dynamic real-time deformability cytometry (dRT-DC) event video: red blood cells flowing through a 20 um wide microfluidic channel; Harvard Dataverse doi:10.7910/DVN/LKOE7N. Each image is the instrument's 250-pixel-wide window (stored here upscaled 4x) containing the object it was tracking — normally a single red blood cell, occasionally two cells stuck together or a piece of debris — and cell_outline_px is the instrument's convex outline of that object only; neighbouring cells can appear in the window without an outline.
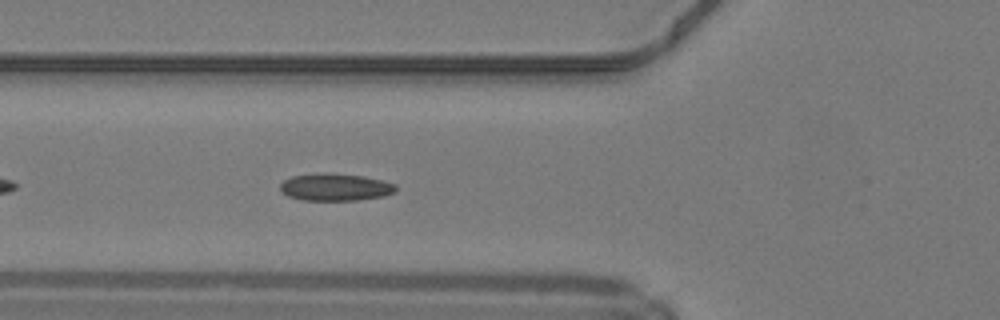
{"species": "common noctule bat (a hibernating species)", "species_latin": "Nyctalus noctula", "temperature_condition": "warm", "stored_images_in_passage": 35, "camera_frame_rate_fps": 3000, "um_per_image_px": 0.085, "animal": {"sex": "male", "body_mass_g": 19.2, "forearm_length_mm": 51.8}, "frame": {"image": 1, "passage_image": 6, "time_ms": 1.667, "image_size_px": [1000, 320], "cell_outline_px": [[396, 192], [384, 196], [360, 200], [304, 200], [288, 196], [280, 188], [280, 184], [284, 180], [292, 176], [324, 172], [328, 172], [364, 176], [396, 184]], "centroid_in_image_um": [28.52, 15.9], "position_along_channel_um": 97.3, "area_um2": 18.44}, "authors_computed_cell_mechanics": {"area_um2": 17.5712, "velocity_mm_per_s": 4.2279, "shape_relaxation_time_tau1_ms": 5.1126, "shape_relaxation_time_tau2_ms": 2.6972, "deformation_change_tau1": 0.136, "deformation_change_tau2": 0.0728}}